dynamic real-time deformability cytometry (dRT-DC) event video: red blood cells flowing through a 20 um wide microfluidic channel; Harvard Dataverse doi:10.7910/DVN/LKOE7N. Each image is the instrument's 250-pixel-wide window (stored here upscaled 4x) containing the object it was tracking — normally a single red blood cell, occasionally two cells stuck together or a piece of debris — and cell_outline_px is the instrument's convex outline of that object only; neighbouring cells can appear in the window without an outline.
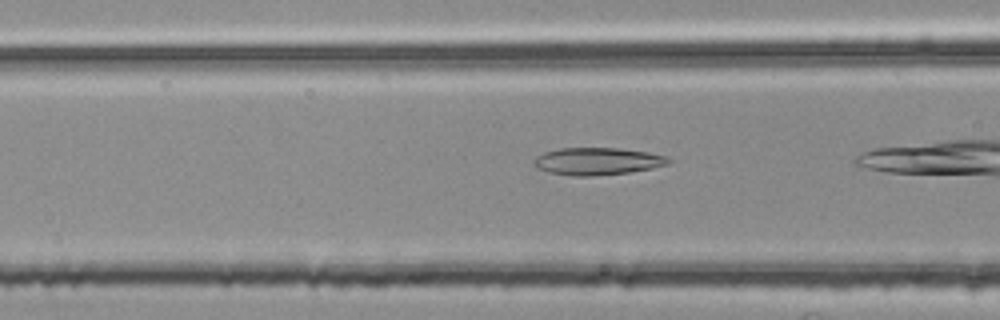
{"species": "common noctule bat (a hibernating species)", "species_latin": "Nyctalus noctula", "temperature_condition": "room temperature", "stored_images_in_passage": 37, "camera_frame_rate_fps": 3000, "um_per_image_px": 0.085, "animal": {"sex": "female", "body_mass_g": 25.1}, "frame": {"image": 1, "passage_image": 18, "time_ms": 5.667, "image_size_px": [1000, 320], "cell_outline_px": [[672, 160], [668, 164], [652, 168], [628, 172], [592, 176], [572, 176], [548, 172], [536, 168], [532, 164], [532, 160], [536, 156], [544, 152], [560, 148], [620, 148], [648, 152], [668, 156]], "centroid_in_image_um": [50.75, 13.7], "position_along_channel_um": 115.8, "area_um2": 21.62}}
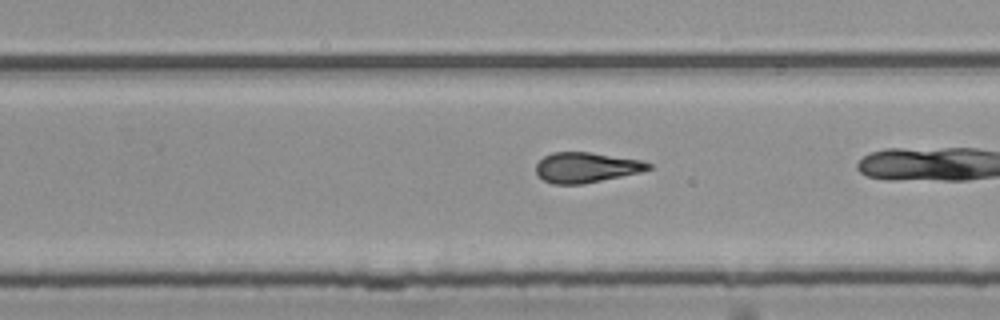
{"frame": {"image": 2, "passage_image": 31, "time_ms": 10.0, "image_size_px": [1000, 320], "cell_outline_px": [[652, 168], [640, 172], [584, 184], [552, 184], [544, 180], [536, 172], [536, 164], [544, 156], [552, 152], [588, 152], [640, 160], [652, 164]], "centroid_in_image_um": [49.81, 14.23], "position_along_channel_um": 280.0, "area_um2": 19.65}}
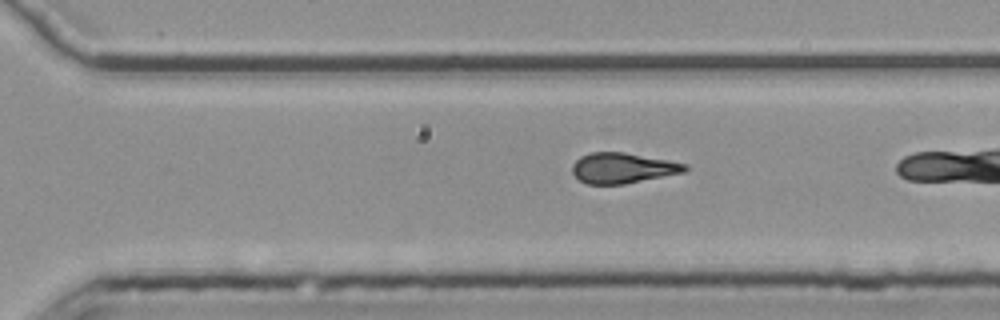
{"frame": {"image": 3, "passage_image": 34, "time_ms": 11.0, "image_size_px": [1000, 320], "cell_outline_px": [[688, 168], [684, 172], [624, 184], [588, 184], [580, 180], [572, 172], [572, 164], [580, 156], [588, 152], [624, 152], [668, 160], [688, 164]], "centroid_in_image_um": [52.91, 14.27], "position_along_channel_um": 317.7, "area_um2": 19.94}}